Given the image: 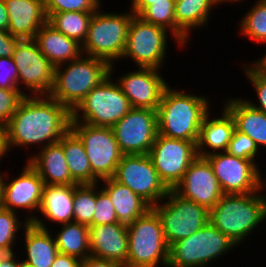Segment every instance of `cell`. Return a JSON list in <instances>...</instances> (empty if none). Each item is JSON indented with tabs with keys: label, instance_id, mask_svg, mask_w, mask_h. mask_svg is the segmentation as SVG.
<instances>
[{
	"label": "cell",
	"instance_id": "cell-30",
	"mask_svg": "<svg viewBox=\"0 0 266 267\" xmlns=\"http://www.w3.org/2000/svg\"><path fill=\"white\" fill-rule=\"evenodd\" d=\"M73 180L78 184H92V169L82 141L69 129L59 141Z\"/></svg>",
	"mask_w": 266,
	"mask_h": 267
},
{
	"label": "cell",
	"instance_id": "cell-32",
	"mask_svg": "<svg viewBox=\"0 0 266 267\" xmlns=\"http://www.w3.org/2000/svg\"><path fill=\"white\" fill-rule=\"evenodd\" d=\"M138 16L145 22L167 29L172 40L176 41L177 46L181 48H185L190 40L176 25L175 0L149 1V6Z\"/></svg>",
	"mask_w": 266,
	"mask_h": 267
},
{
	"label": "cell",
	"instance_id": "cell-15",
	"mask_svg": "<svg viewBox=\"0 0 266 267\" xmlns=\"http://www.w3.org/2000/svg\"><path fill=\"white\" fill-rule=\"evenodd\" d=\"M196 143L157 134L148 155L160 179L169 189L182 180L186 170L198 157Z\"/></svg>",
	"mask_w": 266,
	"mask_h": 267
},
{
	"label": "cell",
	"instance_id": "cell-14",
	"mask_svg": "<svg viewBox=\"0 0 266 267\" xmlns=\"http://www.w3.org/2000/svg\"><path fill=\"white\" fill-rule=\"evenodd\" d=\"M205 158L209 161L223 194H248L263 188L264 173L253 161L227 152L213 153Z\"/></svg>",
	"mask_w": 266,
	"mask_h": 267
},
{
	"label": "cell",
	"instance_id": "cell-13",
	"mask_svg": "<svg viewBox=\"0 0 266 267\" xmlns=\"http://www.w3.org/2000/svg\"><path fill=\"white\" fill-rule=\"evenodd\" d=\"M13 59L18 69V88L21 92L25 94L29 91V94L26 93L29 96L50 94L54 85L55 66L41 53L33 39L19 40L13 51Z\"/></svg>",
	"mask_w": 266,
	"mask_h": 267
},
{
	"label": "cell",
	"instance_id": "cell-35",
	"mask_svg": "<svg viewBox=\"0 0 266 267\" xmlns=\"http://www.w3.org/2000/svg\"><path fill=\"white\" fill-rule=\"evenodd\" d=\"M96 205V184H81L74 188L73 221L89 226Z\"/></svg>",
	"mask_w": 266,
	"mask_h": 267
},
{
	"label": "cell",
	"instance_id": "cell-34",
	"mask_svg": "<svg viewBox=\"0 0 266 267\" xmlns=\"http://www.w3.org/2000/svg\"><path fill=\"white\" fill-rule=\"evenodd\" d=\"M239 21L240 35L248 37L251 42L266 44V0H257Z\"/></svg>",
	"mask_w": 266,
	"mask_h": 267
},
{
	"label": "cell",
	"instance_id": "cell-31",
	"mask_svg": "<svg viewBox=\"0 0 266 267\" xmlns=\"http://www.w3.org/2000/svg\"><path fill=\"white\" fill-rule=\"evenodd\" d=\"M59 232L53 233L58 251L63 254L85 259L90 255L89 227L78 222L60 225Z\"/></svg>",
	"mask_w": 266,
	"mask_h": 267
},
{
	"label": "cell",
	"instance_id": "cell-4",
	"mask_svg": "<svg viewBox=\"0 0 266 267\" xmlns=\"http://www.w3.org/2000/svg\"><path fill=\"white\" fill-rule=\"evenodd\" d=\"M109 74L110 65L106 61L82 54L78 59L55 67L49 96L72 112Z\"/></svg>",
	"mask_w": 266,
	"mask_h": 267
},
{
	"label": "cell",
	"instance_id": "cell-45",
	"mask_svg": "<svg viewBox=\"0 0 266 267\" xmlns=\"http://www.w3.org/2000/svg\"><path fill=\"white\" fill-rule=\"evenodd\" d=\"M51 267H81V260L77 257L59 252Z\"/></svg>",
	"mask_w": 266,
	"mask_h": 267
},
{
	"label": "cell",
	"instance_id": "cell-42",
	"mask_svg": "<svg viewBox=\"0 0 266 267\" xmlns=\"http://www.w3.org/2000/svg\"><path fill=\"white\" fill-rule=\"evenodd\" d=\"M0 88L19 90L18 69L13 57H0Z\"/></svg>",
	"mask_w": 266,
	"mask_h": 267
},
{
	"label": "cell",
	"instance_id": "cell-50",
	"mask_svg": "<svg viewBox=\"0 0 266 267\" xmlns=\"http://www.w3.org/2000/svg\"><path fill=\"white\" fill-rule=\"evenodd\" d=\"M255 62L266 71V51L263 56L257 58Z\"/></svg>",
	"mask_w": 266,
	"mask_h": 267
},
{
	"label": "cell",
	"instance_id": "cell-3",
	"mask_svg": "<svg viewBox=\"0 0 266 267\" xmlns=\"http://www.w3.org/2000/svg\"><path fill=\"white\" fill-rule=\"evenodd\" d=\"M265 192L263 187L254 193L224 194L209 210V222L237 246L246 243L252 231L266 220Z\"/></svg>",
	"mask_w": 266,
	"mask_h": 267
},
{
	"label": "cell",
	"instance_id": "cell-20",
	"mask_svg": "<svg viewBox=\"0 0 266 267\" xmlns=\"http://www.w3.org/2000/svg\"><path fill=\"white\" fill-rule=\"evenodd\" d=\"M89 227L90 255L126 264L127 224L117 222Z\"/></svg>",
	"mask_w": 266,
	"mask_h": 267
},
{
	"label": "cell",
	"instance_id": "cell-46",
	"mask_svg": "<svg viewBox=\"0 0 266 267\" xmlns=\"http://www.w3.org/2000/svg\"><path fill=\"white\" fill-rule=\"evenodd\" d=\"M16 255L15 252L0 254V267H17Z\"/></svg>",
	"mask_w": 266,
	"mask_h": 267
},
{
	"label": "cell",
	"instance_id": "cell-26",
	"mask_svg": "<svg viewBox=\"0 0 266 267\" xmlns=\"http://www.w3.org/2000/svg\"><path fill=\"white\" fill-rule=\"evenodd\" d=\"M227 98L222 106L233 117L235 129L248 135L259 149L266 148V114L252 107L242 97Z\"/></svg>",
	"mask_w": 266,
	"mask_h": 267
},
{
	"label": "cell",
	"instance_id": "cell-17",
	"mask_svg": "<svg viewBox=\"0 0 266 267\" xmlns=\"http://www.w3.org/2000/svg\"><path fill=\"white\" fill-rule=\"evenodd\" d=\"M111 128L124 155L149 154L158 134L157 110L132 108Z\"/></svg>",
	"mask_w": 266,
	"mask_h": 267
},
{
	"label": "cell",
	"instance_id": "cell-29",
	"mask_svg": "<svg viewBox=\"0 0 266 267\" xmlns=\"http://www.w3.org/2000/svg\"><path fill=\"white\" fill-rule=\"evenodd\" d=\"M217 5V0H175L177 27L190 39L193 29L208 25L210 14Z\"/></svg>",
	"mask_w": 266,
	"mask_h": 267
},
{
	"label": "cell",
	"instance_id": "cell-53",
	"mask_svg": "<svg viewBox=\"0 0 266 267\" xmlns=\"http://www.w3.org/2000/svg\"><path fill=\"white\" fill-rule=\"evenodd\" d=\"M2 175L3 173L0 172V207H1V193H2Z\"/></svg>",
	"mask_w": 266,
	"mask_h": 267
},
{
	"label": "cell",
	"instance_id": "cell-25",
	"mask_svg": "<svg viewBox=\"0 0 266 267\" xmlns=\"http://www.w3.org/2000/svg\"><path fill=\"white\" fill-rule=\"evenodd\" d=\"M33 40L55 67L78 59L83 54L80 43L66 37L48 22L41 26Z\"/></svg>",
	"mask_w": 266,
	"mask_h": 267
},
{
	"label": "cell",
	"instance_id": "cell-9",
	"mask_svg": "<svg viewBox=\"0 0 266 267\" xmlns=\"http://www.w3.org/2000/svg\"><path fill=\"white\" fill-rule=\"evenodd\" d=\"M152 209L161 220L168 246L189 237L209 222L206 207L182 197L174 189H169L166 197Z\"/></svg>",
	"mask_w": 266,
	"mask_h": 267
},
{
	"label": "cell",
	"instance_id": "cell-19",
	"mask_svg": "<svg viewBox=\"0 0 266 267\" xmlns=\"http://www.w3.org/2000/svg\"><path fill=\"white\" fill-rule=\"evenodd\" d=\"M182 197L198 205L213 208L224 195L209 161L198 156L173 188Z\"/></svg>",
	"mask_w": 266,
	"mask_h": 267
},
{
	"label": "cell",
	"instance_id": "cell-23",
	"mask_svg": "<svg viewBox=\"0 0 266 267\" xmlns=\"http://www.w3.org/2000/svg\"><path fill=\"white\" fill-rule=\"evenodd\" d=\"M223 108V109H222ZM218 117L209 111L202 120L197 140V154L206 157L213 153L226 152L235 130V122L230 113L221 107Z\"/></svg>",
	"mask_w": 266,
	"mask_h": 267
},
{
	"label": "cell",
	"instance_id": "cell-47",
	"mask_svg": "<svg viewBox=\"0 0 266 267\" xmlns=\"http://www.w3.org/2000/svg\"><path fill=\"white\" fill-rule=\"evenodd\" d=\"M149 1H158V0H131L130 10L134 15H139L147 6H149Z\"/></svg>",
	"mask_w": 266,
	"mask_h": 267
},
{
	"label": "cell",
	"instance_id": "cell-38",
	"mask_svg": "<svg viewBox=\"0 0 266 267\" xmlns=\"http://www.w3.org/2000/svg\"><path fill=\"white\" fill-rule=\"evenodd\" d=\"M259 147L248 135L241 133L238 130H234L232 138L228 144L226 152L235 157L247 159L253 161L257 166L259 158Z\"/></svg>",
	"mask_w": 266,
	"mask_h": 267
},
{
	"label": "cell",
	"instance_id": "cell-5",
	"mask_svg": "<svg viewBox=\"0 0 266 267\" xmlns=\"http://www.w3.org/2000/svg\"><path fill=\"white\" fill-rule=\"evenodd\" d=\"M102 7L101 5L91 18L82 52L113 65L121 61L124 54L128 29L134 14L130 9L120 14L104 12Z\"/></svg>",
	"mask_w": 266,
	"mask_h": 267
},
{
	"label": "cell",
	"instance_id": "cell-11",
	"mask_svg": "<svg viewBox=\"0 0 266 267\" xmlns=\"http://www.w3.org/2000/svg\"><path fill=\"white\" fill-rule=\"evenodd\" d=\"M169 31L133 15L129 25L123 59H131L136 67L164 69ZM163 66V67H161Z\"/></svg>",
	"mask_w": 266,
	"mask_h": 267
},
{
	"label": "cell",
	"instance_id": "cell-43",
	"mask_svg": "<svg viewBox=\"0 0 266 267\" xmlns=\"http://www.w3.org/2000/svg\"><path fill=\"white\" fill-rule=\"evenodd\" d=\"M19 40L8 31L0 30V57H13L15 45Z\"/></svg>",
	"mask_w": 266,
	"mask_h": 267
},
{
	"label": "cell",
	"instance_id": "cell-27",
	"mask_svg": "<svg viewBox=\"0 0 266 267\" xmlns=\"http://www.w3.org/2000/svg\"><path fill=\"white\" fill-rule=\"evenodd\" d=\"M24 230V231H23ZM21 232L24 237V257L23 260L33 267H51L55 257L59 253L55 238L51 234L52 229H43L32 223L24 227ZM24 232V234H23Z\"/></svg>",
	"mask_w": 266,
	"mask_h": 267
},
{
	"label": "cell",
	"instance_id": "cell-10",
	"mask_svg": "<svg viewBox=\"0 0 266 267\" xmlns=\"http://www.w3.org/2000/svg\"><path fill=\"white\" fill-rule=\"evenodd\" d=\"M70 129L84 145L92 169V184L113 178L124 154L119 148L112 128L70 122Z\"/></svg>",
	"mask_w": 266,
	"mask_h": 267
},
{
	"label": "cell",
	"instance_id": "cell-1",
	"mask_svg": "<svg viewBox=\"0 0 266 267\" xmlns=\"http://www.w3.org/2000/svg\"><path fill=\"white\" fill-rule=\"evenodd\" d=\"M71 119L72 112L49 95H26L4 128L9 151L59 142Z\"/></svg>",
	"mask_w": 266,
	"mask_h": 267
},
{
	"label": "cell",
	"instance_id": "cell-36",
	"mask_svg": "<svg viewBox=\"0 0 266 267\" xmlns=\"http://www.w3.org/2000/svg\"><path fill=\"white\" fill-rule=\"evenodd\" d=\"M19 217L18 213L0 207V254L13 252L17 235L29 224L26 220L20 221Z\"/></svg>",
	"mask_w": 266,
	"mask_h": 267
},
{
	"label": "cell",
	"instance_id": "cell-37",
	"mask_svg": "<svg viewBox=\"0 0 266 267\" xmlns=\"http://www.w3.org/2000/svg\"><path fill=\"white\" fill-rule=\"evenodd\" d=\"M244 64L242 66L244 67L243 72L245 77H247L246 80L252 84L258 99L257 104L249 99L245 100L255 109L263 111L266 114V71L254 61L248 62V64L244 62Z\"/></svg>",
	"mask_w": 266,
	"mask_h": 267
},
{
	"label": "cell",
	"instance_id": "cell-22",
	"mask_svg": "<svg viewBox=\"0 0 266 267\" xmlns=\"http://www.w3.org/2000/svg\"><path fill=\"white\" fill-rule=\"evenodd\" d=\"M8 17V32L20 40L34 39L47 22L44 0H4Z\"/></svg>",
	"mask_w": 266,
	"mask_h": 267
},
{
	"label": "cell",
	"instance_id": "cell-8",
	"mask_svg": "<svg viewBox=\"0 0 266 267\" xmlns=\"http://www.w3.org/2000/svg\"><path fill=\"white\" fill-rule=\"evenodd\" d=\"M237 245L208 222L187 238L169 246L167 267H208Z\"/></svg>",
	"mask_w": 266,
	"mask_h": 267
},
{
	"label": "cell",
	"instance_id": "cell-24",
	"mask_svg": "<svg viewBox=\"0 0 266 267\" xmlns=\"http://www.w3.org/2000/svg\"><path fill=\"white\" fill-rule=\"evenodd\" d=\"M41 150V151H40ZM33 155L27 156L28 163L37 171L46 185L77 184L69 172L60 142L47 145Z\"/></svg>",
	"mask_w": 266,
	"mask_h": 267
},
{
	"label": "cell",
	"instance_id": "cell-6",
	"mask_svg": "<svg viewBox=\"0 0 266 267\" xmlns=\"http://www.w3.org/2000/svg\"><path fill=\"white\" fill-rule=\"evenodd\" d=\"M114 66L116 68L117 65H110L109 76L94 87L72 111L71 122L112 127L132 109L128 98L112 75L116 71Z\"/></svg>",
	"mask_w": 266,
	"mask_h": 267
},
{
	"label": "cell",
	"instance_id": "cell-52",
	"mask_svg": "<svg viewBox=\"0 0 266 267\" xmlns=\"http://www.w3.org/2000/svg\"><path fill=\"white\" fill-rule=\"evenodd\" d=\"M218 1V3H219V5L221 4H224V3H239V2H242V1H245V0H217Z\"/></svg>",
	"mask_w": 266,
	"mask_h": 267
},
{
	"label": "cell",
	"instance_id": "cell-12",
	"mask_svg": "<svg viewBox=\"0 0 266 267\" xmlns=\"http://www.w3.org/2000/svg\"><path fill=\"white\" fill-rule=\"evenodd\" d=\"M113 179L132 189L151 208L163 200L169 191L148 154L123 155Z\"/></svg>",
	"mask_w": 266,
	"mask_h": 267
},
{
	"label": "cell",
	"instance_id": "cell-16",
	"mask_svg": "<svg viewBox=\"0 0 266 267\" xmlns=\"http://www.w3.org/2000/svg\"><path fill=\"white\" fill-rule=\"evenodd\" d=\"M22 172L10 181L7 171L2 175L1 207L19 213L24 210L26 221L32 223L39 213L45 183L37 171L25 162ZM7 181H9L7 183ZM32 212V213H31Z\"/></svg>",
	"mask_w": 266,
	"mask_h": 267
},
{
	"label": "cell",
	"instance_id": "cell-48",
	"mask_svg": "<svg viewBox=\"0 0 266 267\" xmlns=\"http://www.w3.org/2000/svg\"><path fill=\"white\" fill-rule=\"evenodd\" d=\"M9 17L4 3V0H0V30L8 31Z\"/></svg>",
	"mask_w": 266,
	"mask_h": 267
},
{
	"label": "cell",
	"instance_id": "cell-33",
	"mask_svg": "<svg viewBox=\"0 0 266 267\" xmlns=\"http://www.w3.org/2000/svg\"><path fill=\"white\" fill-rule=\"evenodd\" d=\"M93 14L94 12L78 11L51 13L47 17V22L66 37L83 45Z\"/></svg>",
	"mask_w": 266,
	"mask_h": 267
},
{
	"label": "cell",
	"instance_id": "cell-54",
	"mask_svg": "<svg viewBox=\"0 0 266 267\" xmlns=\"http://www.w3.org/2000/svg\"><path fill=\"white\" fill-rule=\"evenodd\" d=\"M266 174L264 175V179H263V187H264V189H265V191H266Z\"/></svg>",
	"mask_w": 266,
	"mask_h": 267
},
{
	"label": "cell",
	"instance_id": "cell-49",
	"mask_svg": "<svg viewBox=\"0 0 266 267\" xmlns=\"http://www.w3.org/2000/svg\"><path fill=\"white\" fill-rule=\"evenodd\" d=\"M9 148L7 145V138L3 128H0V161L2 158H5V155L8 157Z\"/></svg>",
	"mask_w": 266,
	"mask_h": 267
},
{
	"label": "cell",
	"instance_id": "cell-44",
	"mask_svg": "<svg viewBox=\"0 0 266 267\" xmlns=\"http://www.w3.org/2000/svg\"><path fill=\"white\" fill-rule=\"evenodd\" d=\"M81 267H127L125 264L89 255L81 260Z\"/></svg>",
	"mask_w": 266,
	"mask_h": 267
},
{
	"label": "cell",
	"instance_id": "cell-40",
	"mask_svg": "<svg viewBox=\"0 0 266 267\" xmlns=\"http://www.w3.org/2000/svg\"><path fill=\"white\" fill-rule=\"evenodd\" d=\"M99 186V187H98ZM119 222L109 195L96 183V205L92 223L89 226Z\"/></svg>",
	"mask_w": 266,
	"mask_h": 267
},
{
	"label": "cell",
	"instance_id": "cell-2",
	"mask_svg": "<svg viewBox=\"0 0 266 267\" xmlns=\"http://www.w3.org/2000/svg\"><path fill=\"white\" fill-rule=\"evenodd\" d=\"M186 92L170 85L164 89L157 108L158 134L172 139L198 140L202 120L212 107L211 101L208 95Z\"/></svg>",
	"mask_w": 266,
	"mask_h": 267
},
{
	"label": "cell",
	"instance_id": "cell-28",
	"mask_svg": "<svg viewBox=\"0 0 266 267\" xmlns=\"http://www.w3.org/2000/svg\"><path fill=\"white\" fill-rule=\"evenodd\" d=\"M99 182L103 183L101 188L109 195L119 222L130 224L151 208L132 189L120 184L113 178Z\"/></svg>",
	"mask_w": 266,
	"mask_h": 267
},
{
	"label": "cell",
	"instance_id": "cell-39",
	"mask_svg": "<svg viewBox=\"0 0 266 267\" xmlns=\"http://www.w3.org/2000/svg\"><path fill=\"white\" fill-rule=\"evenodd\" d=\"M47 17L59 12H95L102 5L101 0H44Z\"/></svg>",
	"mask_w": 266,
	"mask_h": 267
},
{
	"label": "cell",
	"instance_id": "cell-51",
	"mask_svg": "<svg viewBox=\"0 0 266 267\" xmlns=\"http://www.w3.org/2000/svg\"><path fill=\"white\" fill-rule=\"evenodd\" d=\"M17 267H33V266H31L28 262L24 260L17 259Z\"/></svg>",
	"mask_w": 266,
	"mask_h": 267
},
{
	"label": "cell",
	"instance_id": "cell-21",
	"mask_svg": "<svg viewBox=\"0 0 266 267\" xmlns=\"http://www.w3.org/2000/svg\"><path fill=\"white\" fill-rule=\"evenodd\" d=\"M78 184L74 185H46L43 189L42 201L39 208V215L32 222V224L43 228H48V223L67 224L73 222V201H74V188ZM46 219V220H45ZM46 222V223H45ZM59 224V225H58Z\"/></svg>",
	"mask_w": 266,
	"mask_h": 267
},
{
	"label": "cell",
	"instance_id": "cell-18",
	"mask_svg": "<svg viewBox=\"0 0 266 267\" xmlns=\"http://www.w3.org/2000/svg\"><path fill=\"white\" fill-rule=\"evenodd\" d=\"M162 75L159 69L138 67L136 70L116 77L115 81L128 98L132 108L157 110L162 93L169 85Z\"/></svg>",
	"mask_w": 266,
	"mask_h": 267
},
{
	"label": "cell",
	"instance_id": "cell-7",
	"mask_svg": "<svg viewBox=\"0 0 266 267\" xmlns=\"http://www.w3.org/2000/svg\"><path fill=\"white\" fill-rule=\"evenodd\" d=\"M127 232V267H167L169 246L164 238L161 220L152 208L127 224Z\"/></svg>",
	"mask_w": 266,
	"mask_h": 267
},
{
	"label": "cell",
	"instance_id": "cell-41",
	"mask_svg": "<svg viewBox=\"0 0 266 267\" xmlns=\"http://www.w3.org/2000/svg\"><path fill=\"white\" fill-rule=\"evenodd\" d=\"M26 95L21 90L0 88V128L4 129L8 125L11 116Z\"/></svg>",
	"mask_w": 266,
	"mask_h": 267
}]
</instances>
